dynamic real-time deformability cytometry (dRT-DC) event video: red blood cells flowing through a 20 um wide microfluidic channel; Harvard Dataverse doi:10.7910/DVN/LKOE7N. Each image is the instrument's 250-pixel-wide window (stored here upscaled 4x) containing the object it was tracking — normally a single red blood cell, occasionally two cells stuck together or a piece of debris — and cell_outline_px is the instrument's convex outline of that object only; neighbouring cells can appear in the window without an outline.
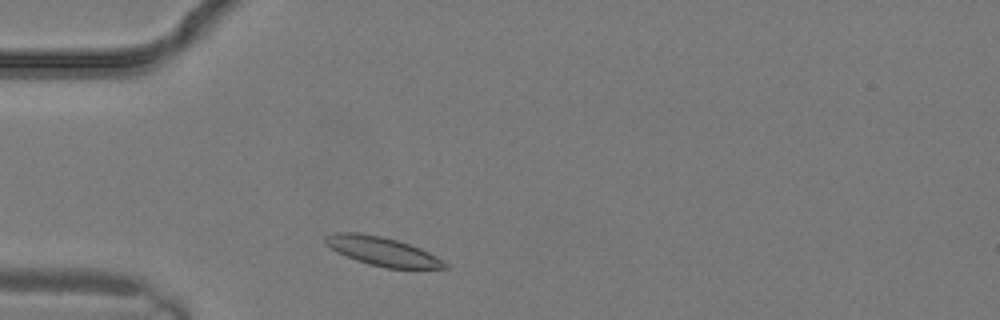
{"species": "common noctule bat (a hibernating species)", "species_latin": "Nyctalus noctula", "temperature_condition": "warm", "stored_images_in_passage": 1, "camera_frame_rate_fps": 3000, "um_per_image_px": 0.085, "animal": {"sex": "male", "body_mass_g": 19.2, "forearm_length_mm": 51.8}, "frame": {"image": 1, "passage_image": 1, "time_ms": 0.0, "image_size_px": [1000, 320], "cell_outline_px": [[448, 268], [388, 268], [368, 264], [356, 260], [336, 252], [324, 244], [324, 236], [332, 232], [360, 232], [380, 236], [396, 240], [420, 248], [428, 252], [448, 264]], "centroid_in_image_um": [32.42, 21.34], "position_along_channel_um": 52.6, "area_um2": 20.0}}